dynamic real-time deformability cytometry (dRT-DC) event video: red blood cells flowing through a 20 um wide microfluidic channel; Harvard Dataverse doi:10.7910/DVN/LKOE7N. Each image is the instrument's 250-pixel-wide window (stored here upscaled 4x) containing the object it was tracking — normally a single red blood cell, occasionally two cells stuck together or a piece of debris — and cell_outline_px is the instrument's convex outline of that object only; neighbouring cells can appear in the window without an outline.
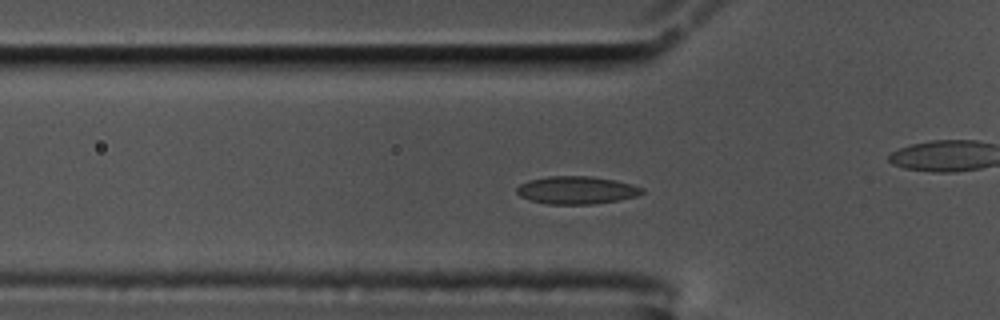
{"species": "common noctule bat (a hibernating species)", "species_latin": "Nyctalus noctula", "temperature_condition": "cold", "stored_images_in_passage": 46, "camera_frame_rate_fps": 3000, "um_per_image_px": 0.085, "animal": {"sex": "male", "body_mass_g": 17.5, "forearm_length_mm": 52.3}, "frame": {"image": 1, "passage_image": 7, "time_ms": 2.0, "image_size_px": [1000, 320], "cell_outline_px": [[644, 192], [636, 196], [616, 200], [592, 204], [548, 204], [528, 200], [520, 196], [516, 192], [516, 188], [520, 184], [528, 180], [548, 176], [592, 176], [616, 180], [632, 184], [644, 188]], "centroid_in_image_um": [48.98, 16.15], "position_along_channel_um": 76.8, "area_um2": 20.35}}
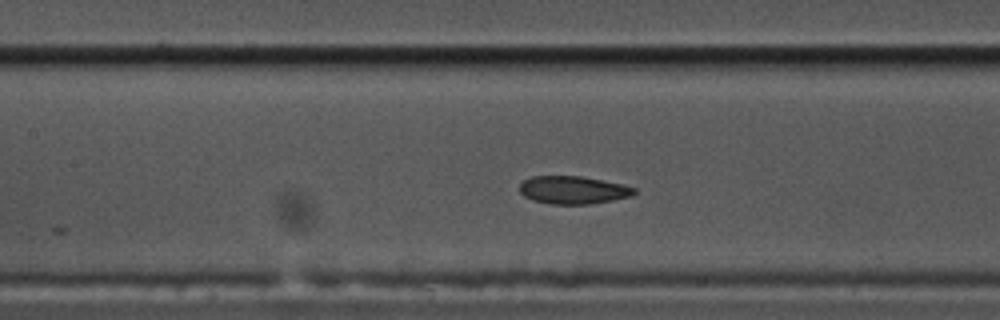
{"frame": {"image": 2, "passage_image": 14, "time_ms": 4.333, "image_size_px": [1000, 320], "cell_outline_px": [[636, 192], [632, 196], [612, 200], [588, 204], [552, 204], [532, 200], [524, 196], [520, 192], [520, 184], [524, 180], [532, 176], [580, 176], [620, 184], [636, 188]], "centroid_in_image_um": [48.69, 16.15], "position_along_channel_um": 158.7, "area_um2": 18.44}}
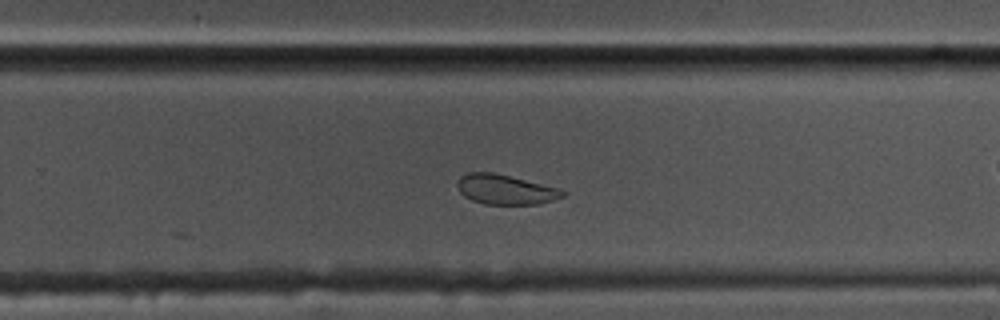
{"frame": {"image": 3, "passage_image": 25, "time_ms": 8.0, "image_size_px": [1000, 320], "cell_outline_px": [[568, 192], [564, 196], [552, 200], [536, 204], [484, 204], [472, 200], [464, 196], [460, 192], [456, 184], [456, 180], [460, 176], [468, 172], [492, 172], [560, 188]], "centroid_in_image_um": [42.94, 16.1], "position_along_channel_um": 286.9, "area_um2": 18.32}, "authors_computed_cell_mechanics": {"area_um2": 19.941, "velocity_mm_per_s": 3.5022, "shape_relaxation_time_tau1_ms": null, "shape_relaxation_time_tau2_ms": 2.5392, "deformation_change_tau1": null, "deformation_change_tau2": 0.0488}}